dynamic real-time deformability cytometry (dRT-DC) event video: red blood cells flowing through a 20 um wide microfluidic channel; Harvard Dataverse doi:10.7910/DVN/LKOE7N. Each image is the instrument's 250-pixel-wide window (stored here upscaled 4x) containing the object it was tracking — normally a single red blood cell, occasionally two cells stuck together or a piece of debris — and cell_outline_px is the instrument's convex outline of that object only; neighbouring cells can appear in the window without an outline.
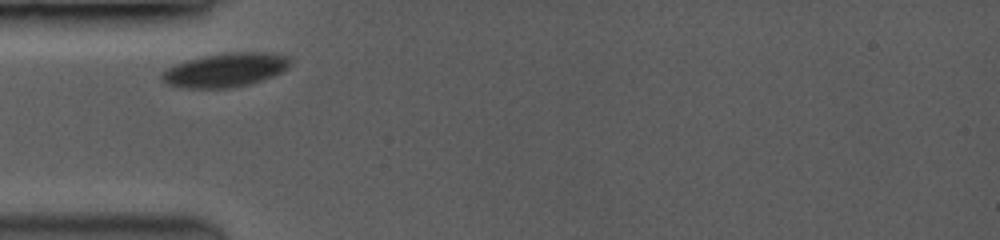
{"species": "common noctule bat (a hibernating species)", "species_latin": "Nyctalus noctula", "temperature_condition": "room temperature", "stored_images_in_passage": 4, "camera_frame_rate_fps": 3500, "um_per_image_px": 0.085, "animal": {"sex": "female", "body_mass_g": 19.0, "forearm_length_mm": 53.3}, "frame": {"image": 1, "passage_image": 1, "time_ms": 0.0, "image_size_px": [1000, 240], "cell_outline_px": [[288, 64], [280, 72], [272, 76], [248, 84], [224, 88], [188, 88], [168, 84], [160, 76], [160, 72], [184, 60], [200, 56], [228, 52], [272, 52], [288, 56]], "centroid_in_image_um": [19.1, 5.93], "position_along_channel_um": 65.9, "area_um2": 25.09}}
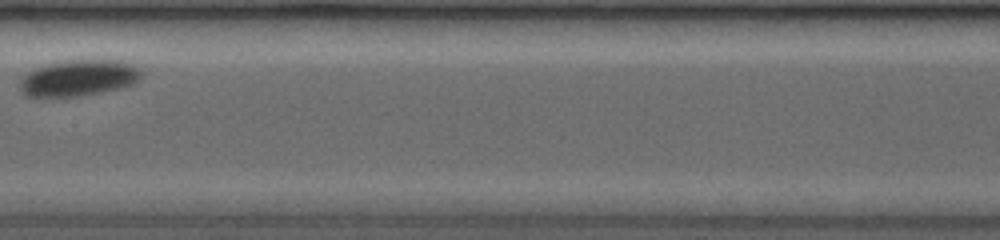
{"frame": {"image": 2, "passage_image": 4, "time_ms": 3.714, "image_size_px": [1000, 240], "cell_outline_px": [[144, 76], [136, 84], [120, 88], [100, 92], [68, 96], [32, 96], [24, 92], [20, 88], [20, 80], [28, 72], [36, 68], [48, 64], [64, 60], [120, 60], [136, 64], [144, 72]], "centroid_in_image_um": [6.81, 6.59], "position_along_channel_um": 200.6, "area_um2": 25.61}}